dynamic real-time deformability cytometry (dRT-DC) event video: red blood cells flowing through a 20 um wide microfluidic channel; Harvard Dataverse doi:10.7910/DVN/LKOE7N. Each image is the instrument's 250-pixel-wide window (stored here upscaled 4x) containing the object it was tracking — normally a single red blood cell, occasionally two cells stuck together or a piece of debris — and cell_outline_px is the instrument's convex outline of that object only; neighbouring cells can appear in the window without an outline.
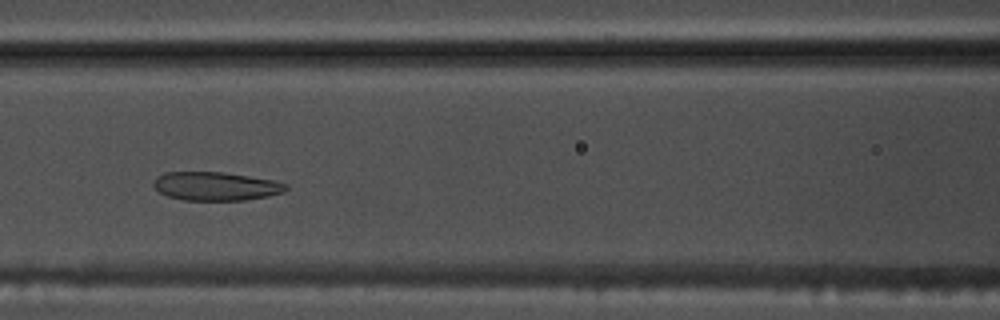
{"species": "common noctule bat (a hibernating species)", "species_latin": "Nyctalus noctula", "temperature_condition": "warm", "stored_images_in_passage": 41, "camera_frame_rate_fps": 3000, "um_per_image_px": 0.085, "animal": {"sex": "male", "body_mass_g": 17.5, "forearm_length_mm": 52.3}, "frame": {"image": 1, "passage_image": 11, "time_ms": 3.333, "image_size_px": [1000, 320], "cell_outline_px": [[288, 188], [284, 192], [268, 196], [244, 200], [184, 200], [168, 196], [160, 192], [152, 184], [152, 180], [156, 176], [164, 172], [224, 172], [272, 180], [288, 184]], "centroid_in_image_um": [18.32, 15.82], "position_along_channel_um": 148.3, "area_um2": 22.08}}
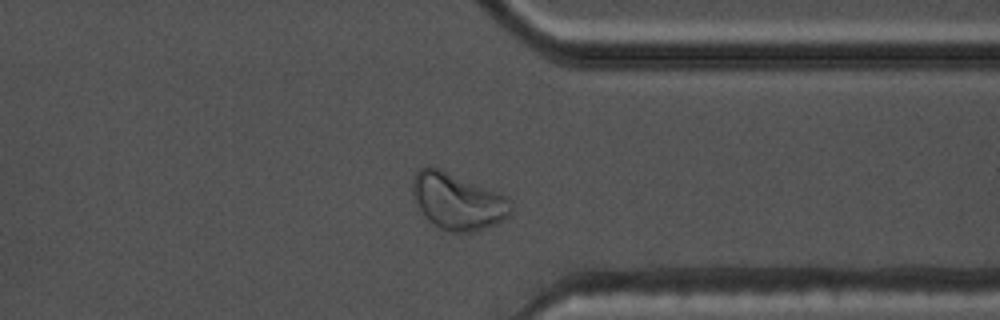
{"frame": {"image": 2, "passage_image": 29, "time_ms": 9.333, "image_size_px": [1000, 320], "cell_outline_px": [[512, 212], [508, 216], [492, 224], [472, 232], [448, 232], [440, 228], [428, 220], [420, 212], [412, 196], [412, 180], [416, 172], [420, 168], [436, 168], [508, 196], [512, 208]], "centroid_in_image_um": [38.86, 17.13], "position_along_channel_um": 372.5, "area_um2": 31.85}}
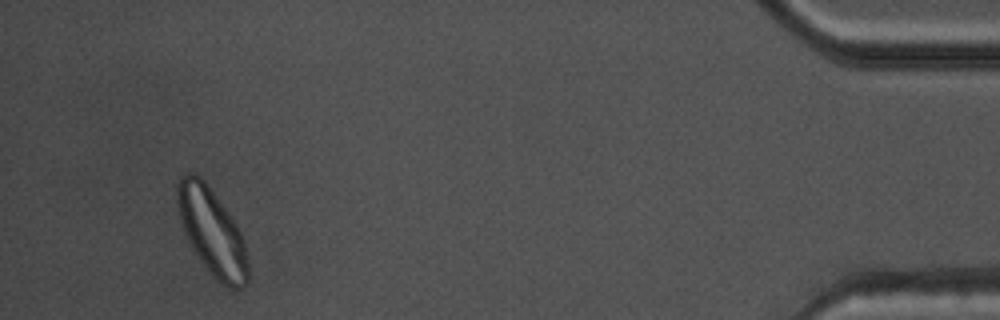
{"frame": {"image": 3, "passage_image": 38, "time_ms": 12.333, "image_size_px": [1000, 320], "cell_outline_px": [[248, 284], [240, 288], [228, 288], [216, 280], [200, 260], [192, 248], [184, 232], [180, 216], [176, 196], [176, 184], [180, 176], [184, 172], [192, 172], [200, 176], [204, 180], [232, 216], [244, 240], [248, 260]], "centroid_in_image_um": [18.02, 19.68], "position_along_channel_um": 417.2, "area_um2": 35.89}, "authors_computed_cell_mechanics": {"area_um2": 25.0852, "velocity_mm_per_s": 3.7809, "shape_relaxation_time_tau1_ms": null, "shape_relaxation_time_tau2_ms": 1.651, "deformation_change_tau1": null, "deformation_change_tau2": 0.0676}}